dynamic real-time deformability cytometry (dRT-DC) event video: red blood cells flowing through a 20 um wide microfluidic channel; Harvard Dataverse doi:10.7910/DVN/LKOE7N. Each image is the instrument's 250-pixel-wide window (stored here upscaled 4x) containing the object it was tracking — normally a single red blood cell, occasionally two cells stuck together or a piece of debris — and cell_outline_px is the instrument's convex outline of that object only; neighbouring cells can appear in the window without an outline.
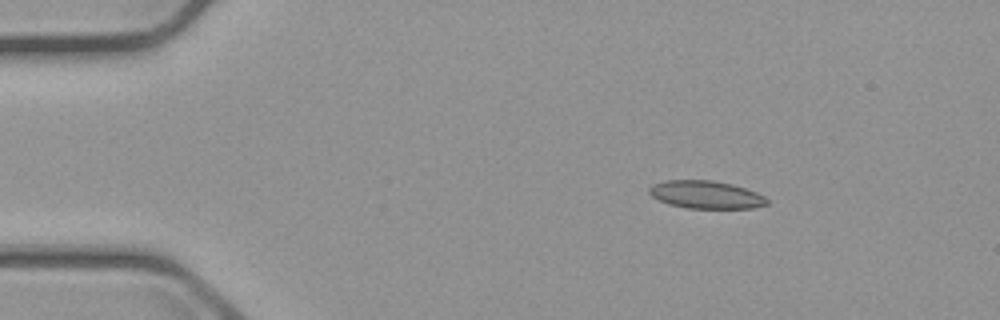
{"species": "common noctule bat (a hibernating species)", "species_latin": "Nyctalus noctula", "temperature_condition": "cold", "stored_images_in_passage": 4, "camera_frame_rate_fps": 3000, "um_per_image_px": 0.085, "animal": {"sex": "male", "body_mass_g": 23.1, "forearm_length_mm": 52.7}, "frame": {"image": 1, "passage_image": 2, "time_ms": 1.0, "image_size_px": [1000, 320], "cell_outline_px": [[768, 204], [752, 208], [688, 208], [668, 204], [652, 196], [648, 192], [648, 188], [652, 184], [664, 180], [712, 180], [732, 184], [756, 192], [764, 196], [768, 200]], "centroid_in_image_um": [59.98, 16.54], "position_along_channel_um": 25.0, "area_um2": 19.07}}
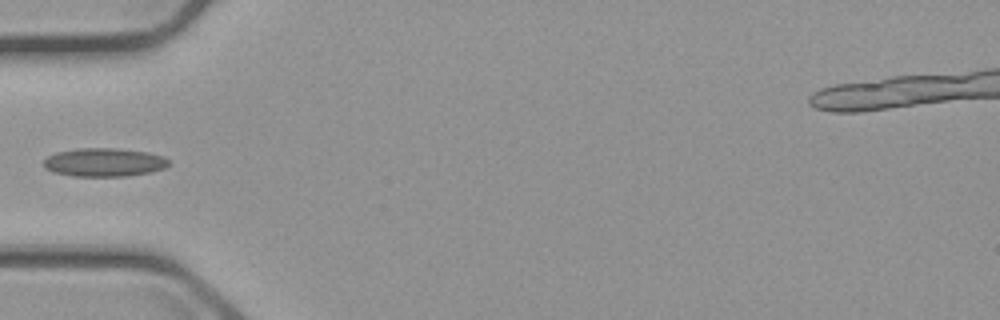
{"frame": {"image": 2, "passage_image": 4, "time_ms": 4.333, "image_size_px": [1000, 320], "cell_outline_px": [[168, 164], [164, 168], [152, 172], [124, 176], [72, 176], [52, 172], [44, 168], [44, 160], [48, 156], [56, 152], [76, 148], [116, 148], [148, 152], [164, 156], [168, 160]], "centroid_in_image_um": [8.83, 13.79], "position_along_channel_um": 76.2, "area_um2": 20.87}}